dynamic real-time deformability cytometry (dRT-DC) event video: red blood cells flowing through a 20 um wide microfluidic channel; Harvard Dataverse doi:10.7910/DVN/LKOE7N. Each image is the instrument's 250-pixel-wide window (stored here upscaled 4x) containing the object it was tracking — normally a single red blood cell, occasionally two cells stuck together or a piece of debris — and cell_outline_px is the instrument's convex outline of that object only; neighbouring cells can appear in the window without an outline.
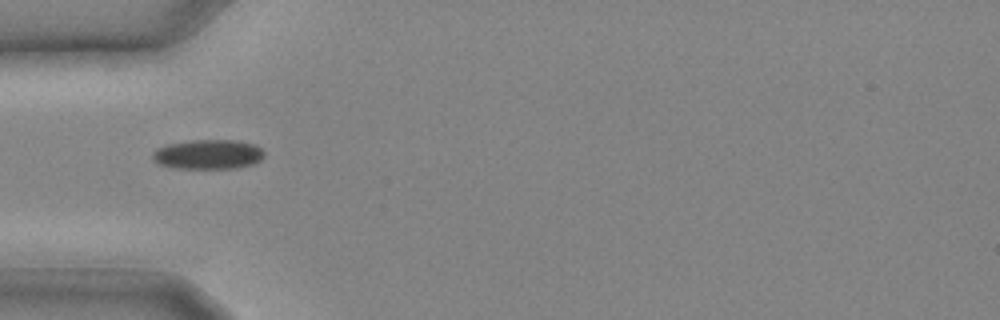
{"species": "common noctule bat (a hibernating species)", "species_latin": "Nyctalus noctula", "temperature_condition": "cold", "stored_images_in_passage": 13, "camera_frame_rate_fps": 3000, "um_per_image_px": 0.085, "animal": {"sex": "male", "body_mass_g": 20.4}, "frame": {"image": 1, "passage_image": 3, "time_ms": 0.667, "image_size_px": [1000, 320], "cell_outline_px": [[264, 156], [260, 160], [252, 164], [236, 168], [172, 168], [156, 164], [152, 160], [152, 152], [156, 148], [168, 144], [192, 140], [236, 140], [256, 144], [264, 152]], "centroid_in_image_um": [17.65, 13.12], "position_along_channel_um": 67.3, "area_um2": 19.48}}
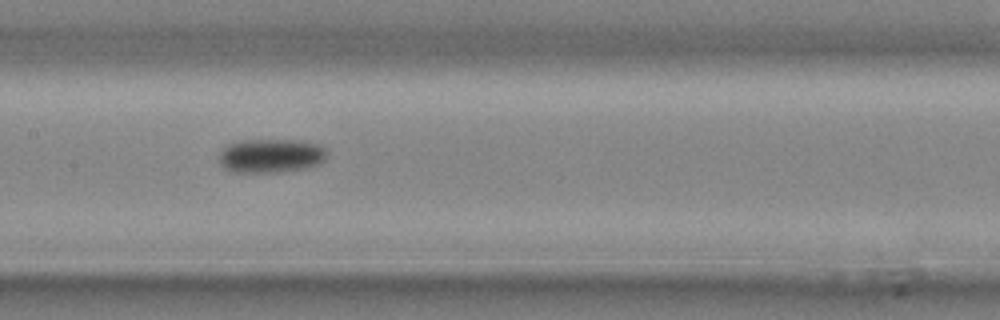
{"frame": {"image": 2, "passage_image": 8, "time_ms": 2.333, "image_size_px": [1000, 320], "cell_outline_px": [[324, 160], [320, 164], [308, 168], [280, 172], [236, 172], [224, 168], [220, 164], [220, 152], [228, 144], [244, 140], [296, 140], [320, 144], [324, 148]], "centroid_in_image_um": [23.03, 13.24], "position_along_channel_um": 184.4, "area_um2": 21.27}}
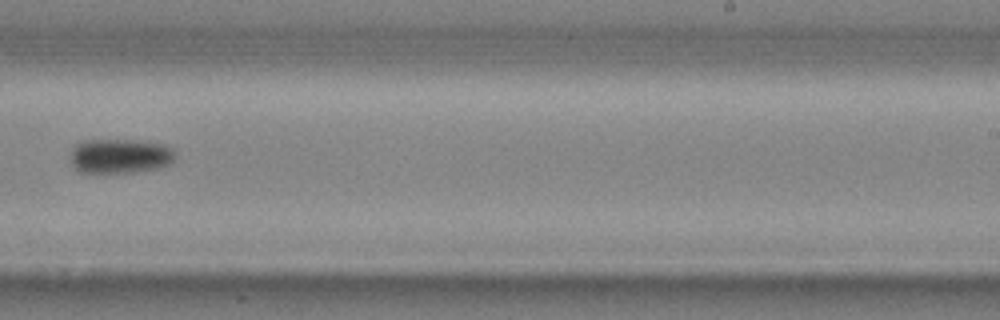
{"frame": {"image": 3, "passage_image": 12, "time_ms": 3.667, "image_size_px": [1000, 320], "cell_outline_px": [[176, 156], [168, 164], [160, 168], [132, 172], [80, 172], [72, 164], [72, 152], [76, 144], [84, 140], [132, 140], [164, 144], [172, 148]], "centroid_in_image_um": [10.23, 13.25], "position_along_channel_um": 278.8, "area_um2": 20.87}}